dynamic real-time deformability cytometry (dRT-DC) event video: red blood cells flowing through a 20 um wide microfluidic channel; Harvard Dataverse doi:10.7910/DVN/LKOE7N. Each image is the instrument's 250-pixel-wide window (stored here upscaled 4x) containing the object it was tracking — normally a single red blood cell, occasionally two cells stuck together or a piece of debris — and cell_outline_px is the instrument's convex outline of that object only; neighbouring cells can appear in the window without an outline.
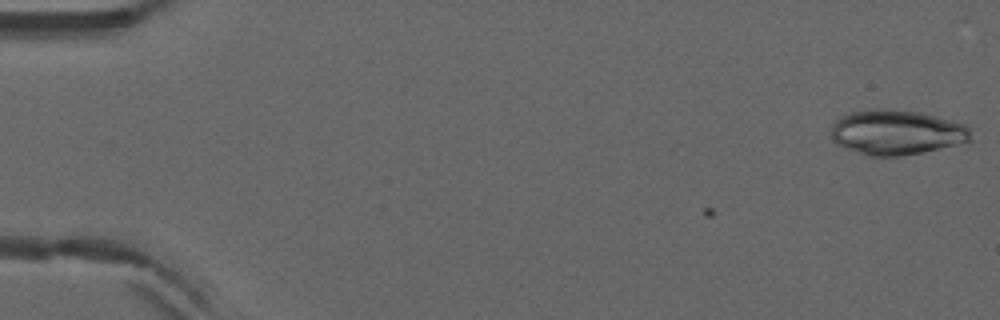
{"species": "common noctule bat (a hibernating species)", "species_latin": "Nyctalus noctula", "temperature_condition": "warm", "stored_images_in_passage": 3, "camera_frame_rate_fps": 3000, "um_per_image_px": 0.085, "animal": {"sex": "male", "forearm_length_mm": 52.5}, "frame": {"image": 1, "passage_image": 3, "time_ms": 0.667, "image_size_px": [1000, 320], "cell_outline_px": [[972, 140], [940, 148], [900, 156], [864, 156], [836, 144], [832, 140], [832, 124], [840, 116], [852, 112], [876, 108], [888, 108], [920, 112], [968, 124]], "centroid_in_image_um": [76.19, 11.24], "position_along_channel_um": 8.8, "area_um2": 36.82}}